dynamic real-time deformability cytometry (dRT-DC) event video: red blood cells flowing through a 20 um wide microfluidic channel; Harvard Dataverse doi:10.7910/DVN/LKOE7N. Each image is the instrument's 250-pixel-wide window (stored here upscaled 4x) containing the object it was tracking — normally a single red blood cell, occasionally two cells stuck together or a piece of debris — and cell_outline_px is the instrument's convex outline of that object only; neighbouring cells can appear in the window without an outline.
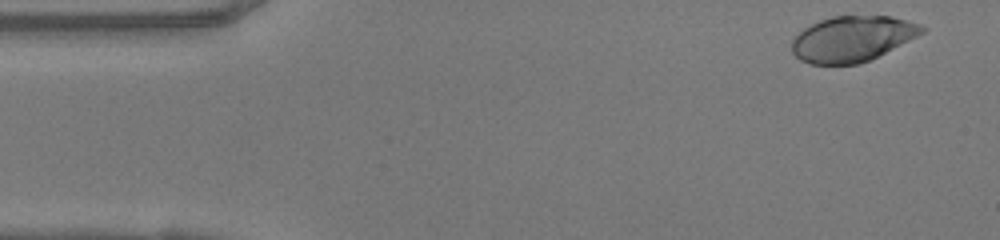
{"species": "human", "species_latin": "Homo sapiens", "temperature_condition": "warm", "stored_images_in_passage": 48, "camera_frame_rate_fps": 3000, "um_per_image_px": 0.085, "donor": {"sex": "female"}, "frame": {"image": 1, "passage_image": 2, "time_ms": 0.333, "image_size_px": [1000, 240], "cell_outline_px": [[928, 28], [924, 32], [868, 60], [856, 64], [812, 64], [800, 60], [792, 52], [792, 40], [804, 28], [820, 20], [832, 16], [892, 16], [920, 24]], "centroid_in_image_um": [72.43, 3.28], "position_along_channel_um": 12.6, "area_um2": 34.04}}
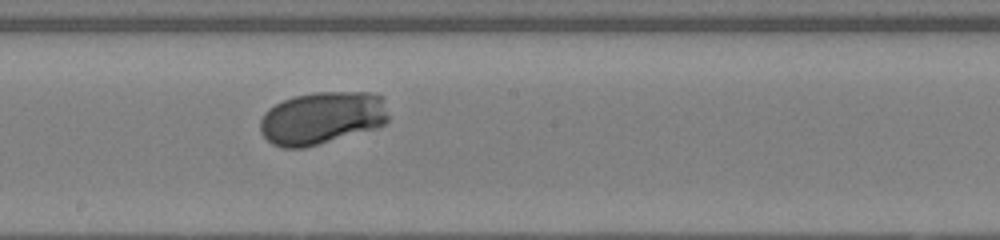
{"frame": {"image": 2, "passage_image": 25, "time_ms": 8.0, "image_size_px": [1000, 240], "cell_outline_px": [[388, 120], [384, 124], [376, 128], [304, 148], [280, 148], [272, 144], [260, 132], [260, 120], [264, 112], [268, 108], [284, 100], [296, 96], [316, 92], [372, 92], [384, 96], [388, 116]], "centroid_in_image_um": [27.38, 10.02], "position_along_channel_um": 220.8, "area_um2": 39.59}}
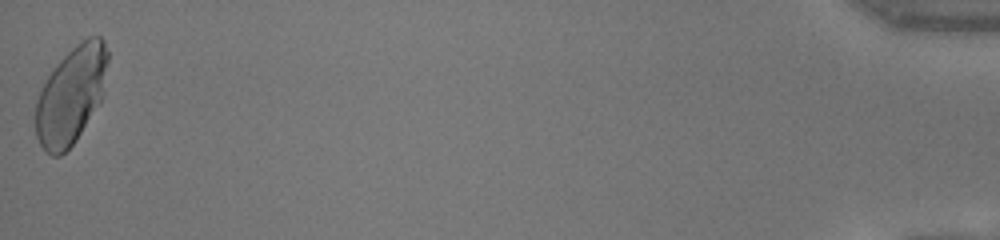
{"frame": {"image": 3, "passage_image": 48, "time_ms": 15.667, "image_size_px": [1000, 240], "cell_outline_px": [[108, 60], [104, 96], [76, 140], [60, 156], [52, 156], [44, 152], [36, 136], [36, 100], [48, 76], [60, 60], [76, 44], [88, 36], [100, 36], [104, 40], [108, 52]], "centroid_in_image_um": [6.07, 8.09], "position_along_channel_um": 429.1, "area_um2": 40.92}, "authors_computed_cell_mechanics": {"area_um2": 38.2347, "velocity_mm_per_s": 4.1032, "shape_relaxation_time_tau1_ms": 1.9711, "shape_relaxation_time_tau2_ms": null, "deformation_change_tau1": 0.1417, "deformation_change_tau2": null}}